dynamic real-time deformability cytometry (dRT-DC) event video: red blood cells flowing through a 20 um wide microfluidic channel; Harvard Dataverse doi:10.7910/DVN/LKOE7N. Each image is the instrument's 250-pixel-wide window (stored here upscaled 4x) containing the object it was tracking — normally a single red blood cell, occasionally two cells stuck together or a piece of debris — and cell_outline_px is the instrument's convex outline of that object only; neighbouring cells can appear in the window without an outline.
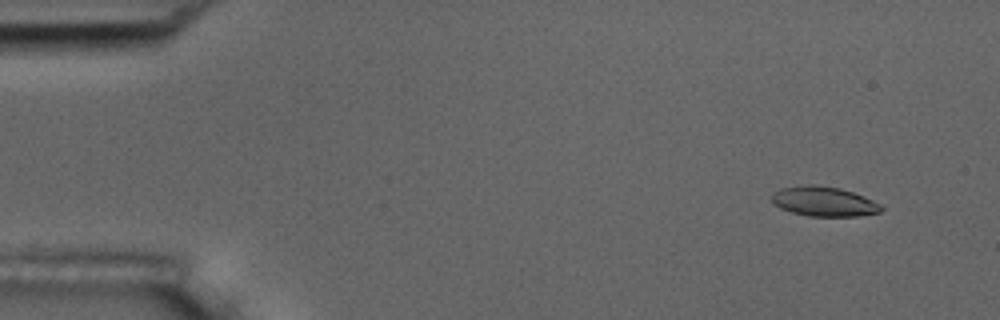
{"species": "common noctule bat (a hibernating species)", "species_latin": "Nyctalus noctula", "temperature_condition": "room temperature", "stored_images_in_passage": 56, "camera_frame_rate_fps": 3000, "um_per_image_px": 0.085, "animal": {"sex": "male", "body_mass_g": 17.5, "forearm_length_mm": 52.3}, "frame": {"image": 1, "passage_image": 5, "time_ms": 1.333, "image_size_px": [1000, 320], "cell_outline_px": [[884, 208], [880, 212], [856, 216], [808, 216], [792, 212], [780, 208], [772, 204], [772, 192], [780, 188], [808, 184], [816, 184], [840, 188], [864, 196], [880, 204]], "centroid_in_image_um": [70.0, 17.11], "position_along_channel_um": 15.0, "area_um2": 19.07}}
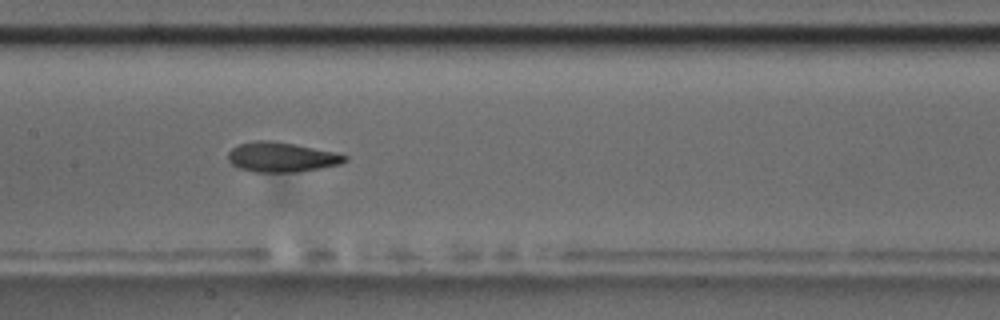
{"frame": {"image": 2, "passage_image": 28, "time_ms": 9.0, "image_size_px": [1000, 320], "cell_outline_px": [[348, 160], [340, 164], [320, 168], [296, 172], [256, 172], [236, 168], [228, 160], [228, 152], [232, 148], [240, 144], [256, 140], [272, 140], [296, 144], [336, 152], [348, 156]], "centroid_in_image_um": [23.93, 13.35], "position_along_channel_um": 183.5, "area_um2": 20.46}}
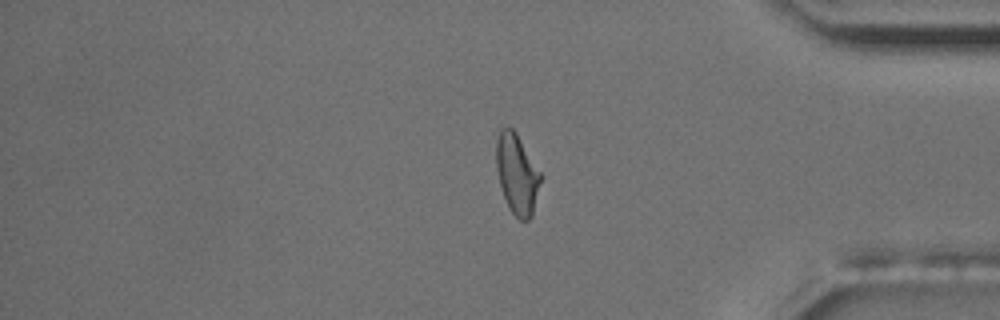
{"frame": {"image": 3, "passage_image": 47, "time_ms": 15.333, "image_size_px": [1000, 320], "cell_outline_px": [[540, 180], [532, 216], [528, 220], [520, 220], [508, 208], [500, 184], [496, 168], [496, 140], [500, 128], [512, 128], [516, 132], [540, 172]], "centroid_in_image_um": [43.91, 14.78], "position_along_channel_um": 391.3, "area_um2": 20.35}, "authors_computed_cell_mechanics": {"area_um2": 20.1722, "velocity_mm_per_s": 3.6317, "shape_relaxation_time_tau1_ms": 9.0892, "shape_relaxation_time_tau2_ms": 2.2574, "deformation_change_tau1": 0.2189, "deformation_change_tau2": 0.0959}}